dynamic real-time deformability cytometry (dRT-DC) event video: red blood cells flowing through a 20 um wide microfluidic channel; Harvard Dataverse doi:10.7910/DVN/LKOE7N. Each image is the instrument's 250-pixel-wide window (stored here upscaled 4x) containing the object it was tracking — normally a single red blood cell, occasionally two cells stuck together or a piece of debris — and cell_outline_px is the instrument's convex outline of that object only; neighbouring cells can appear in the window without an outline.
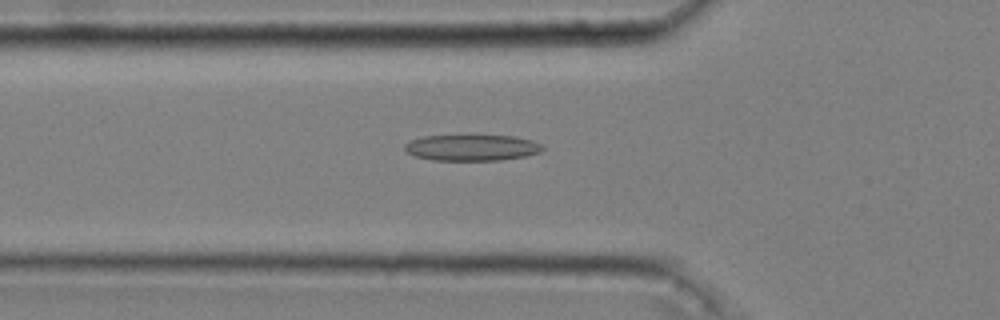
{"species": "common noctule bat (a hibernating species)", "species_latin": "Nyctalus noctula", "temperature_condition": "cold", "stored_images_in_passage": 49, "camera_frame_rate_fps": 3000, "um_per_image_px": 0.085, "animal": {"sex": "male", "body_mass_g": 20.4}, "frame": {"image": 1, "passage_image": 19, "time_ms": 6.0, "image_size_px": [1000, 320], "cell_outline_px": [[544, 148], [540, 152], [524, 156], [500, 160], [432, 160], [416, 156], [408, 152], [404, 148], [404, 144], [412, 140], [424, 136], [472, 132], [516, 136], [532, 140], [544, 144]], "centroid_in_image_um": [40.14, 12.48], "position_along_channel_um": 85.7, "area_um2": 22.14}}
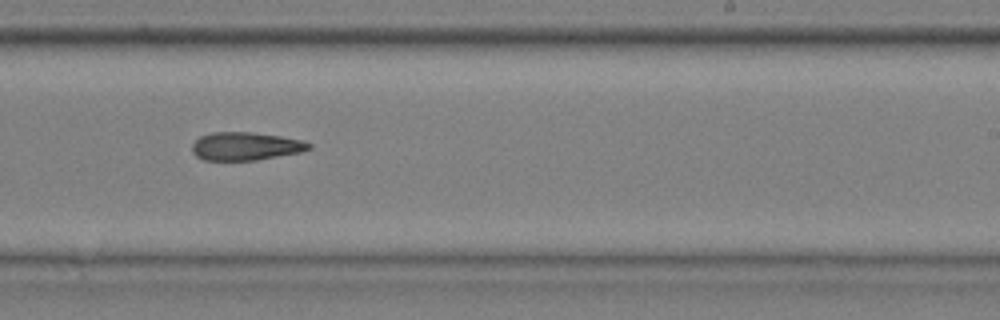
{"frame": {"image": 2, "passage_image": 34, "time_ms": 11.0, "image_size_px": [1000, 320], "cell_outline_px": [[312, 148], [300, 152], [256, 160], [204, 160], [196, 156], [192, 152], [192, 144], [200, 136], [212, 132], [252, 132], [280, 136], [304, 140], [312, 144]], "centroid_in_image_um": [20.88, 12.42], "position_along_channel_um": 268.1, "area_um2": 19.19}}
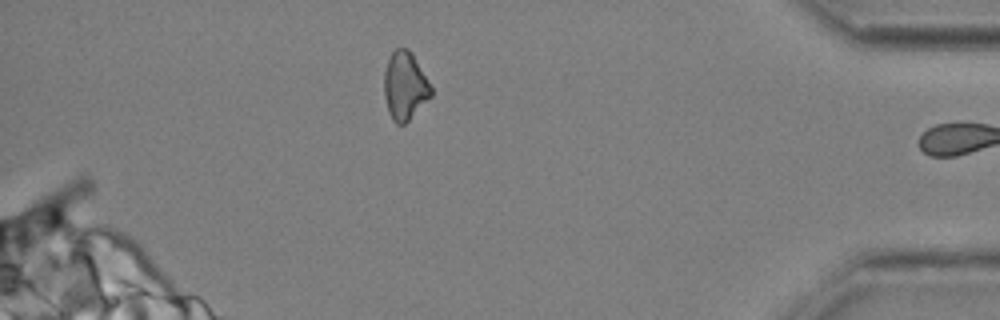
{"frame": {"image": 3, "passage_image": 48, "time_ms": 15.667, "image_size_px": [1000, 320], "cell_outline_px": [[432, 96], [404, 124], [396, 124], [392, 120], [388, 112], [384, 96], [384, 72], [388, 60], [392, 52], [396, 48], [408, 48], [412, 52], [432, 88]], "centroid_in_image_um": [34.4, 7.3], "position_along_channel_um": 400.8, "area_um2": 18.61}, "authors_computed_cell_mechanics": {"area_um2": 20.1144, "velocity_mm_per_s": 3.6439, "shape_relaxation_time_tau1_ms": null, "shape_relaxation_time_tau2_ms": 11.197, "deformation_change_tau1": null, "deformation_change_tau2": 0.2361}}